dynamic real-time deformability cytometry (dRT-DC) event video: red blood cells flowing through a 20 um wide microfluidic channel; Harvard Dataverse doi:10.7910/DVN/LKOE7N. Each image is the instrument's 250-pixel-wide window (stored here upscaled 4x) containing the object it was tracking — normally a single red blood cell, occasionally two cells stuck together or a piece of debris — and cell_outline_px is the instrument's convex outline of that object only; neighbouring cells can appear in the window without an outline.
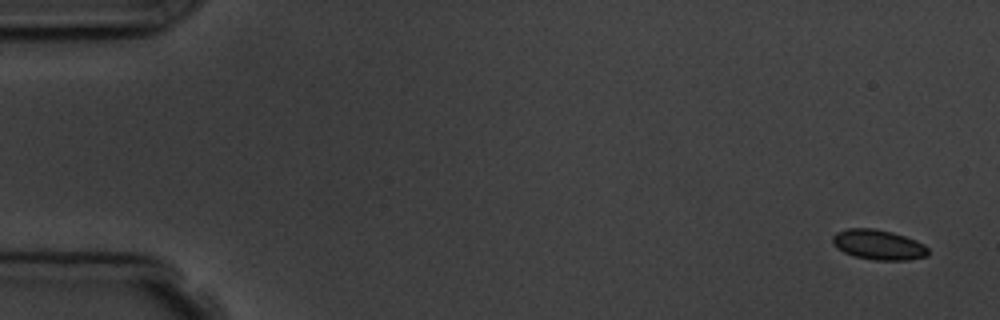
{"species": "common noctule bat (a hibernating species)", "species_latin": "Nyctalus noctula", "temperature_condition": "room temperature", "stored_images_in_passage": 5, "camera_frame_rate_fps": 3000, "um_per_image_px": 0.085, "animal": {"sex": "male", "body_mass_g": 19.5, "forearm_length_mm": 54.6}, "frame": {"image": 1, "passage_image": 1, "time_ms": 0.0, "image_size_px": [1000, 320], "cell_outline_px": [[928, 256], [908, 260], [872, 260], [852, 256], [836, 248], [832, 244], [832, 236], [836, 232], [848, 228], [872, 228], [892, 232], [916, 240], [924, 244], [928, 248]], "centroid_in_image_um": [74.64, 20.81], "position_along_channel_um": 10.4, "area_um2": 16.94}}
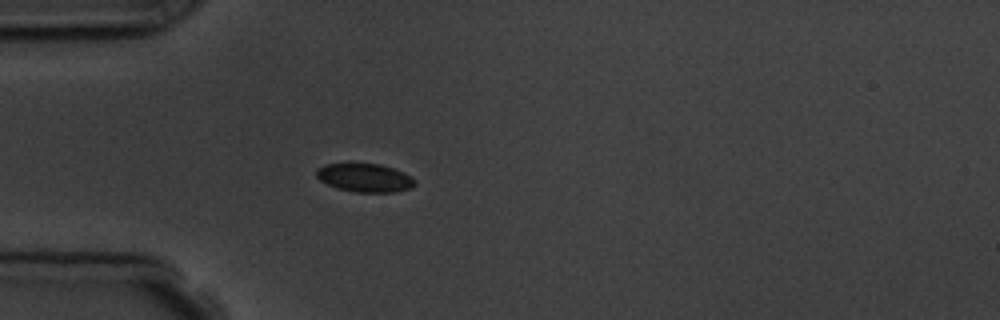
{"frame": {"image": 2, "passage_image": 5, "time_ms": 4.667, "image_size_px": [1000, 320], "cell_outline_px": [[416, 184], [412, 188], [396, 192], [356, 192], [336, 188], [320, 180], [316, 176], [316, 172], [324, 164], [380, 164], [404, 172], [412, 176], [416, 180]], "centroid_in_image_um": [31.06, 15.12], "position_along_channel_um": 53.9, "area_um2": 16.3}}